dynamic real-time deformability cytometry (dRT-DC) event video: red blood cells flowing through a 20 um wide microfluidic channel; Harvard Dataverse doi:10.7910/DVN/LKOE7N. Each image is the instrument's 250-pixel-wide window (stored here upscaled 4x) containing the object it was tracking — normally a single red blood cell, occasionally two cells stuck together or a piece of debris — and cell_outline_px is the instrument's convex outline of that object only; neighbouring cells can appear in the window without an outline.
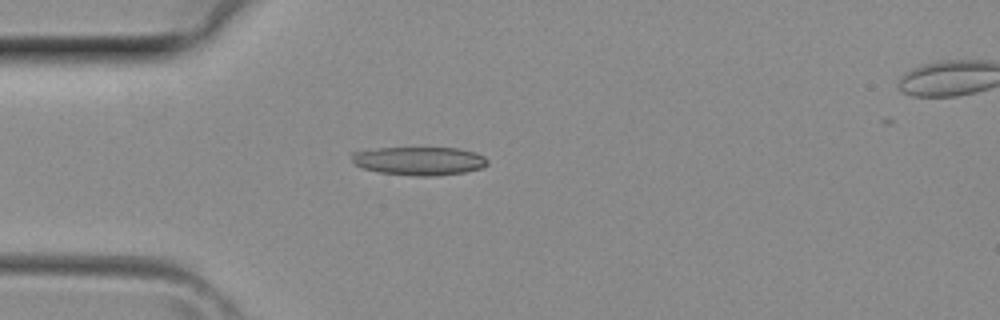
{"species": "common noctule bat (a hibernating species)", "species_latin": "Nyctalus noctula", "temperature_condition": "room temperature", "stored_images_in_passage": 8, "camera_frame_rate_fps": 3000, "um_per_image_px": 0.085, "animal": {"sex": "female", "body_mass_g": 29.2, "forearm_length_mm": 56.3}, "frame": {"image": 1, "passage_image": 1, "time_ms": 0.0, "image_size_px": [1000, 320], "cell_outline_px": [[488, 164], [480, 168], [464, 172], [432, 176], [416, 176], [380, 172], [364, 168], [356, 164], [352, 160], [352, 152], [376, 148], [456, 148], [476, 152], [484, 156], [488, 160]], "centroid_in_image_um": [35.65, 13.67], "position_along_channel_um": 49.3, "area_um2": 22.31}}
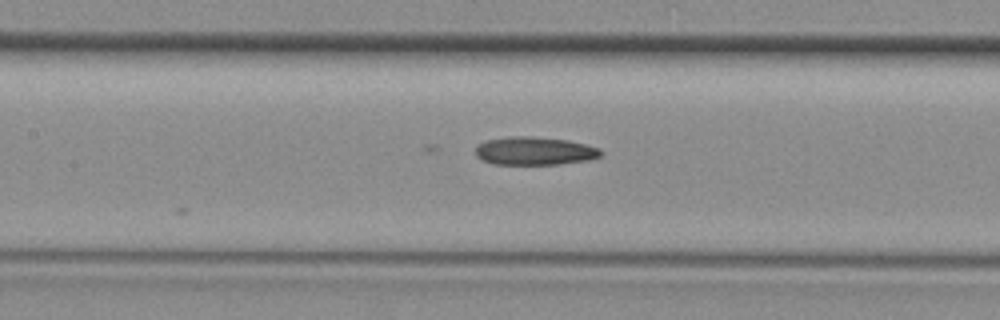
{"frame": {"image": 2, "passage_image": 8, "time_ms": 2.333, "image_size_px": [1000, 320], "cell_outline_px": [[600, 156], [588, 160], [556, 164], [492, 164], [476, 156], [476, 148], [480, 144], [488, 140], [508, 136], [532, 136], [568, 140], [600, 148]], "centroid_in_image_um": [45.43, 12.82], "position_along_channel_um": 162.0, "area_um2": 20.35}}